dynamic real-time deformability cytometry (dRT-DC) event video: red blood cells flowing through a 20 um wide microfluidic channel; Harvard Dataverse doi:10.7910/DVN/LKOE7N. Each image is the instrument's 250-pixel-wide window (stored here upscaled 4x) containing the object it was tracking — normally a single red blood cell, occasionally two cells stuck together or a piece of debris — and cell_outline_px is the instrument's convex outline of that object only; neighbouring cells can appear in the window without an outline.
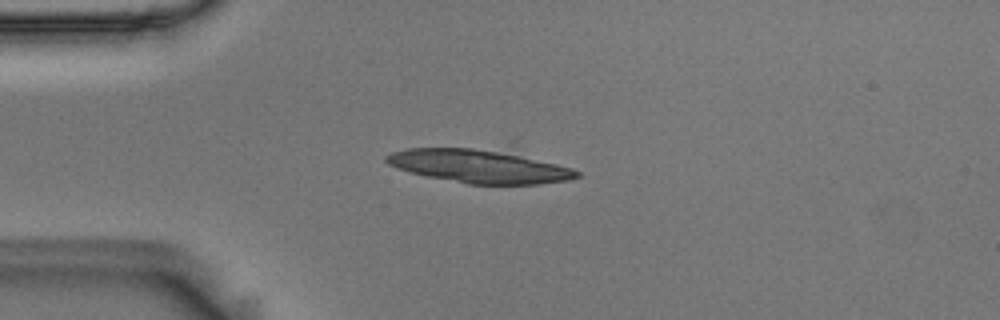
{"species": "Egyptian fruit bat (a non-hibernating species)", "species_latin": "Rousettus aegyptiacus", "temperature_condition": "room temperature", "stored_images_in_passage": 7, "camera_frame_rate_fps": 3000, "um_per_image_px": 0.085, "animal": {"sex": "male"}, "frame": {"image": 1, "passage_image": 3, "time_ms": 0.667, "image_size_px": [1000, 320], "cell_outline_px": [[580, 176], [568, 180], [540, 184], [468, 184], [428, 176], [412, 172], [388, 164], [384, 160], [384, 156], [392, 152], [408, 148], [472, 148], [520, 156], [556, 164], [572, 168], [580, 172]], "centroid_in_image_um": [40.69, 14.15], "position_along_channel_um": 44.3, "area_um2": 35.89}}